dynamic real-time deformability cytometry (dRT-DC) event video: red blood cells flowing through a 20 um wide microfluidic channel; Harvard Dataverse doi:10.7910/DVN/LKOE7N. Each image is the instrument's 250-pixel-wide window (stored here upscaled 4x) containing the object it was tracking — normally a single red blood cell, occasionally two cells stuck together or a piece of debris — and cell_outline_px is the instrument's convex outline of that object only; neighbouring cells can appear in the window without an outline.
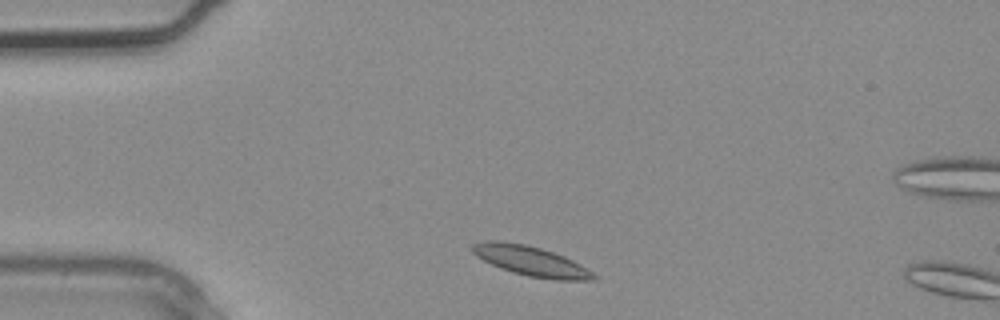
{"species": "common noctule bat (a hibernating species)", "species_latin": "Nyctalus noctula", "temperature_condition": "warm", "stored_images_in_passage": 3, "camera_frame_rate_fps": 3000, "um_per_image_px": 0.085, "animal": {"sex": "male", "body_mass_g": 20.4}, "frame": {"image": 1, "passage_image": 1, "time_ms": 0.0, "image_size_px": [1000, 320], "cell_outline_px": [[596, 280], [552, 280], [528, 276], [512, 272], [500, 268], [476, 256], [472, 252], [472, 244], [484, 240], [500, 240], [524, 244], [540, 248], [564, 256], [580, 264], [592, 272], [596, 276]], "centroid_in_image_um": [45.1, 22.18], "position_along_channel_um": 39.9, "area_um2": 21.04}}